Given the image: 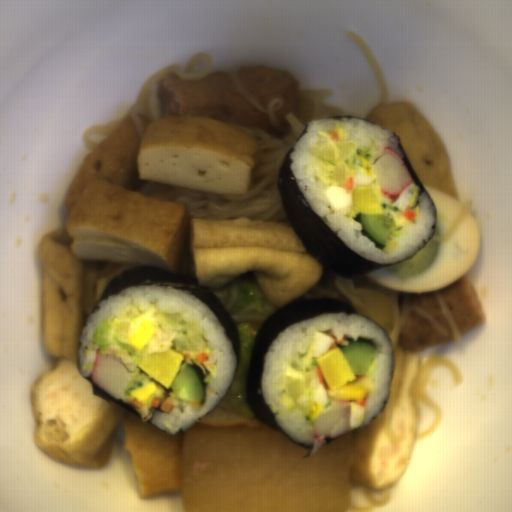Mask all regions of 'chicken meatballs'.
I'll use <instances>...</instances> for the list:
<instances>
[{"label":"chicken meatballs","mask_w":512,"mask_h":512,"mask_svg":"<svg viewBox=\"0 0 512 512\" xmlns=\"http://www.w3.org/2000/svg\"><path fill=\"white\" fill-rule=\"evenodd\" d=\"M409 306L424 310L448 333L442 334L419 313L409 312L400 328L397 347L422 353L423 351L454 339L443 309L434 291L410 292Z\"/></svg>","instance_id":"4"},{"label":"chicken meatballs","mask_w":512,"mask_h":512,"mask_svg":"<svg viewBox=\"0 0 512 512\" xmlns=\"http://www.w3.org/2000/svg\"><path fill=\"white\" fill-rule=\"evenodd\" d=\"M141 142L132 116H124L77 167L63 199L69 216L82 191L92 181L105 178L127 190L132 189L139 177Z\"/></svg>","instance_id":"2"},{"label":"chicken meatballs","mask_w":512,"mask_h":512,"mask_svg":"<svg viewBox=\"0 0 512 512\" xmlns=\"http://www.w3.org/2000/svg\"><path fill=\"white\" fill-rule=\"evenodd\" d=\"M157 97L163 113L203 115L240 129H272L270 113L255 109L234 86L228 70H213L208 76L184 79L164 74Z\"/></svg>","instance_id":"1"},{"label":"chicken meatballs","mask_w":512,"mask_h":512,"mask_svg":"<svg viewBox=\"0 0 512 512\" xmlns=\"http://www.w3.org/2000/svg\"><path fill=\"white\" fill-rule=\"evenodd\" d=\"M439 290L453 315L460 336L486 323L485 309L467 273Z\"/></svg>","instance_id":"5"},{"label":"chicken meatballs","mask_w":512,"mask_h":512,"mask_svg":"<svg viewBox=\"0 0 512 512\" xmlns=\"http://www.w3.org/2000/svg\"><path fill=\"white\" fill-rule=\"evenodd\" d=\"M235 75L263 107H269L273 99L280 100L275 111L281 130H289L287 114L301 118L303 91L299 81L287 70L265 65L246 66L236 69Z\"/></svg>","instance_id":"3"}]
</instances>
